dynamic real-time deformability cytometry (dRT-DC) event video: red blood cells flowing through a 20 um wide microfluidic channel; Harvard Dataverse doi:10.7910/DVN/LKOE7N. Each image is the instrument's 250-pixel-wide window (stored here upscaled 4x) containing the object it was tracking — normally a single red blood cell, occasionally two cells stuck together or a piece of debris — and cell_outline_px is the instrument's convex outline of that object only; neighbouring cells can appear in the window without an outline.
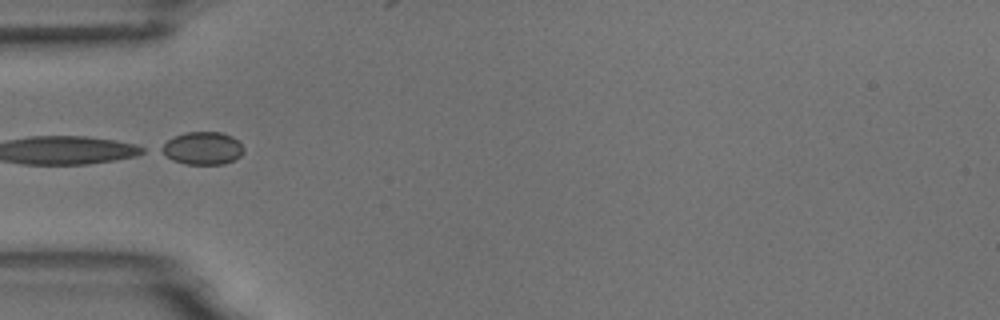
{"species": "common noctule bat (a hibernating species)", "species_latin": "Nyctalus noctula", "temperature_condition": "room temperature", "stored_images_in_passage": 7, "camera_frame_rate_fps": 3000, "um_per_image_px": 0.085, "animal": {"sex": "male", "body_mass_g": 18.8}, "frame": {"image": 1, "passage_image": 5, "time_ms": 4.667, "image_size_px": [1000, 320], "cell_outline_px": [[244, 152], [240, 156], [224, 164], [184, 164], [172, 160], [160, 152], [156, 148], [168, 140], [184, 132], [220, 132], [232, 136], [244, 148]], "centroid_in_image_um": [17.17, 12.6], "position_along_channel_um": 67.8, "area_um2": 15.78}}